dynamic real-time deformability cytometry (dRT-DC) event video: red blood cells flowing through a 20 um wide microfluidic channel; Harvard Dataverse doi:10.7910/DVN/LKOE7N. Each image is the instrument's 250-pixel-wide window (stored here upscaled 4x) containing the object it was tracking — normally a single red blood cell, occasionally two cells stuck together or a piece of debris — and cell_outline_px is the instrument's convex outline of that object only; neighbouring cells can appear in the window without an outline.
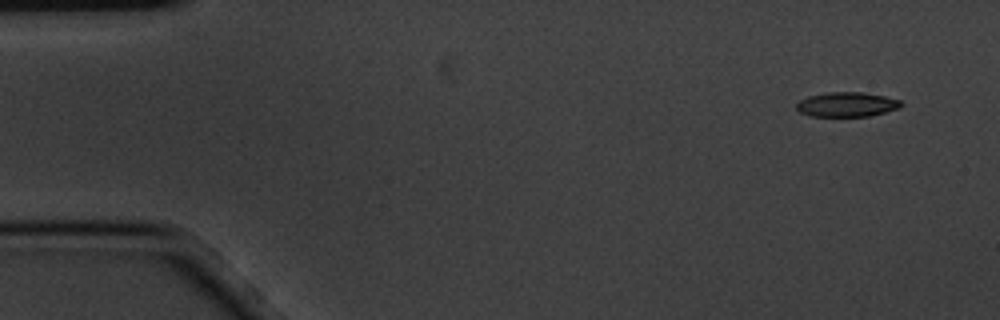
{"species": "common noctule bat (a hibernating species)", "species_latin": "Nyctalus noctula", "temperature_condition": "cold", "stored_images_in_passage": 4, "camera_frame_rate_fps": 3000, "um_per_image_px": 0.085, "animal": {"sex": "male", "body_mass_g": 20.1, "forearm_length_mm": 53.5}, "frame": {"image": 1, "passage_image": 1, "time_ms": 0.0, "image_size_px": [1000, 320], "cell_outline_px": [[904, 104], [900, 108], [868, 116], [808, 116], [800, 112], [796, 108], [796, 104], [800, 100], [808, 96], [828, 92], [864, 92], [884, 96], [900, 100]], "centroid_in_image_um": [71.98, 8.87], "position_along_channel_um": 13.0, "area_um2": 15.03}}
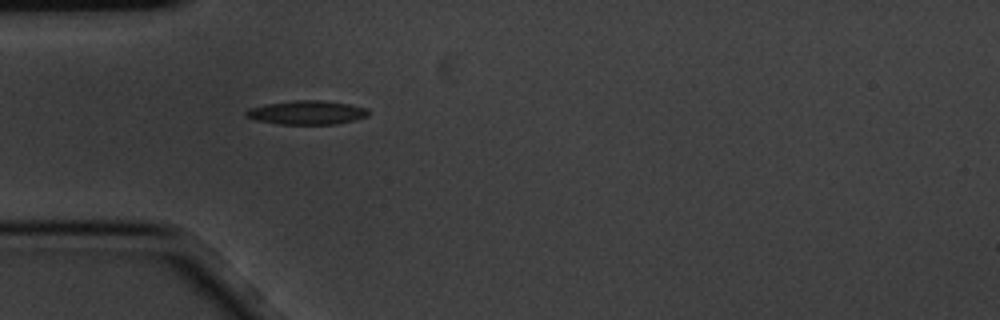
{"frame": {"image": 2, "passage_image": 4, "time_ms": 1.0, "image_size_px": [1000, 320], "cell_outline_px": [[368, 116], [356, 120], [336, 124], [280, 124], [256, 120], [244, 116], [244, 112], [248, 108], [268, 104], [296, 100], [316, 100], [348, 104], [368, 108]], "centroid_in_image_um": [26.08, 9.57], "position_along_channel_um": 58.9, "area_um2": 16.94}}